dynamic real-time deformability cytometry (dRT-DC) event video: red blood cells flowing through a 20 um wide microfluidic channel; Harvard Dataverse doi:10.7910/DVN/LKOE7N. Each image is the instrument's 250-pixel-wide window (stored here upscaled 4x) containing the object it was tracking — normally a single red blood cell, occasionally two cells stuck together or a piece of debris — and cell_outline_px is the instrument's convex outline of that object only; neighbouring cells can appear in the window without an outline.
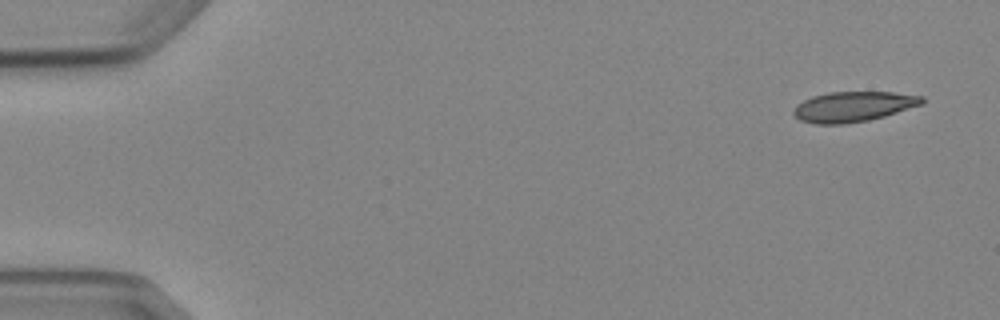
{"species": "Egyptian fruit bat (a non-hibernating species)", "species_latin": "Rousettus aegyptiacus", "temperature_condition": "cold", "stored_images_in_passage": 6, "camera_frame_rate_fps": 3000, "um_per_image_px": 0.085, "animal": {"sex": "female"}, "frame": {"image": 1, "passage_image": 1, "time_ms": 0.0, "image_size_px": [1000, 320], "cell_outline_px": [[924, 104], [884, 116], [868, 120], [844, 124], [816, 124], [800, 120], [792, 112], [796, 104], [812, 96], [828, 92], [892, 92], [924, 96]], "centroid_in_image_um": [72.53, 9.06], "position_along_channel_um": 12.5, "area_um2": 22.66}}
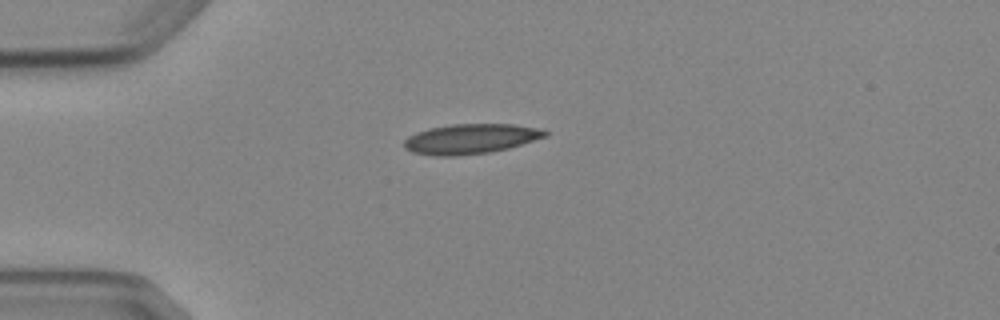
{"frame": {"image": 2, "passage_image": 4, "time_ms": 3.667, "image_size_px": [1000, 320], "cell_outline_px": [[548, 136], [508, 148], [488, 152], [456, 156], [436, 156], [412, 152], [404, 148], [404, 140], [408, 136], [416, 132], [428, 128], [452, 124], [512, 124], [544, 128], [548, 132]], "centroid_in_image_um": [40.01, 11.79], "position_along_channel_um": 45.0, "area_um2": 24.74}}
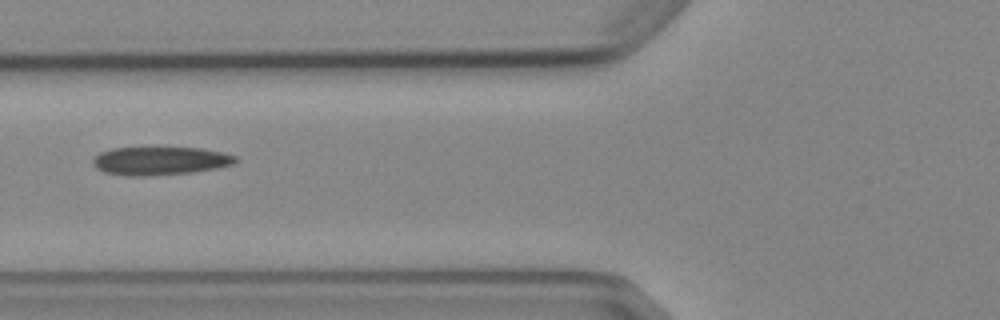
{"frame": {"image": 3, "passage_image": 6, "time_ms": 6.0, "image_size_px": [1000, 320], "cell_outline_px": [[240, 160], [236, 164], [216, 168], [192, 172], [148, 176], [128, 176], [104, 172], [96, 168], [92, 164], [92, 160], [100, 152], [112, 148], [200, 148], [224, 152], [236, 156]], "centroid_in_image_um": [13.64, 13.67], "position_along_channel_um": 112.2, "area_um2": 23.64}}